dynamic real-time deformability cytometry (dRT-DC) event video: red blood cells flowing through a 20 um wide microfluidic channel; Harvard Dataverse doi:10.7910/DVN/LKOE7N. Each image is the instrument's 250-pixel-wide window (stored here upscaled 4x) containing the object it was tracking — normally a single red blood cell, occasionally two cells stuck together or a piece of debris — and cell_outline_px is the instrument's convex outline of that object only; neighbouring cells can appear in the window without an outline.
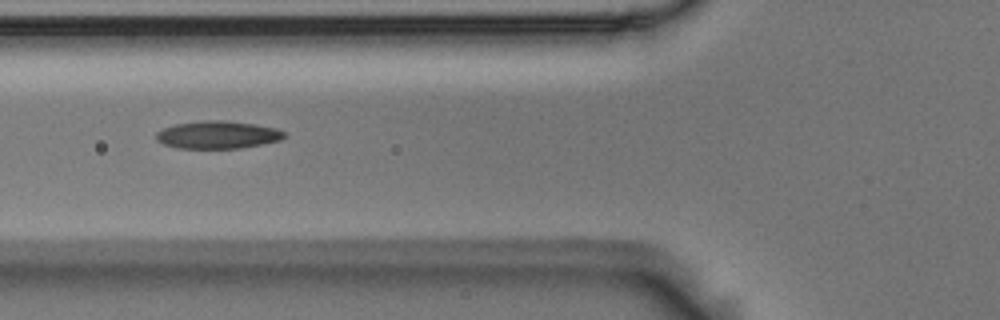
{"species": "Egyptian fruit bat (a non-hibernating species)", "species_latin": "Rousettus aegyptiacus", "temperature_condition": "room temperature", "stored_images_in_passage": 6, "camera_frame_rate_fps": 3000, "um_per_image_px": 0.085, "animal": {"sex": "male"}, "frame": {"image": 1, "passage_image": 6, "time_ms": 1.667, "image_size_px": [1000, 320], "cell_outline_px": [[288, 136], [280, 140], [264, 144], [240, 148], [176, 148], [164, 144], [156, 140], [156, 132], [164, 128], [176, 124], [204, 120], [224, 120], [256, 124], [276, 128], [284, 132]], "centroid_in_image_um": [18.53, 11.46], "position_along_channel_um": 107.3, "area_um2": 20.75}}